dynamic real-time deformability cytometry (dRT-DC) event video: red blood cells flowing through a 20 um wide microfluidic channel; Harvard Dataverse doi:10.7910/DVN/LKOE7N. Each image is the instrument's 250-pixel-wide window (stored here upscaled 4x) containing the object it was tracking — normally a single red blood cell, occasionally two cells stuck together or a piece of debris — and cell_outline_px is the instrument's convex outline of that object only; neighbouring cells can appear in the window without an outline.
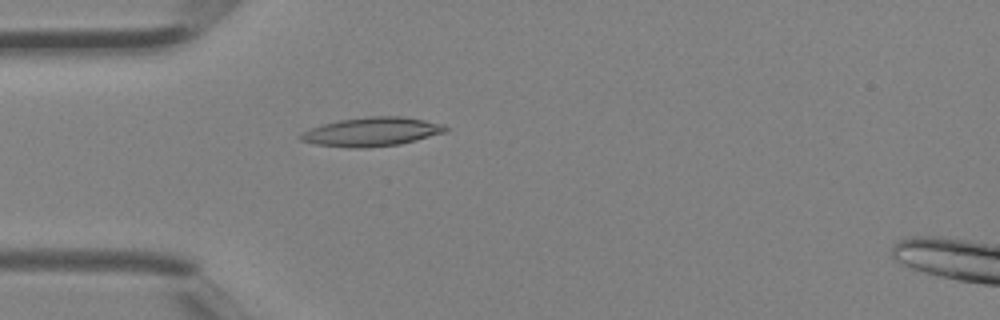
{"species": "Egyptian fruit bat (a non-hibernating species)", "species_latin": "Rousettus aegyptiacus", "temperature_condition": "room temperature", "stored_images_in_passage": 2, "camera_frame_rate_fps": 3000, "um_per_image_px": 0.085, "animal": {"sex": "female"}, "frame": {"image": 1, "passage_image": 1, "time_ms": 0.0, "image_size_px": [1000, 320], "cell_outline_px": [[448, 128], [444, 132], [416, 140], [400, 144], [364, 148], [352, 148], [316, 144], [300, 140], [300, 136], [304, 132], [312, 128], [324, 124], [340, 120], [368, 116], [400, 116], [424, 120], [444, 124]], "centroid_in_image_um": [31.62, 11.2], "position_along_channel_um": 53.4, "area_um2": 24.04}}